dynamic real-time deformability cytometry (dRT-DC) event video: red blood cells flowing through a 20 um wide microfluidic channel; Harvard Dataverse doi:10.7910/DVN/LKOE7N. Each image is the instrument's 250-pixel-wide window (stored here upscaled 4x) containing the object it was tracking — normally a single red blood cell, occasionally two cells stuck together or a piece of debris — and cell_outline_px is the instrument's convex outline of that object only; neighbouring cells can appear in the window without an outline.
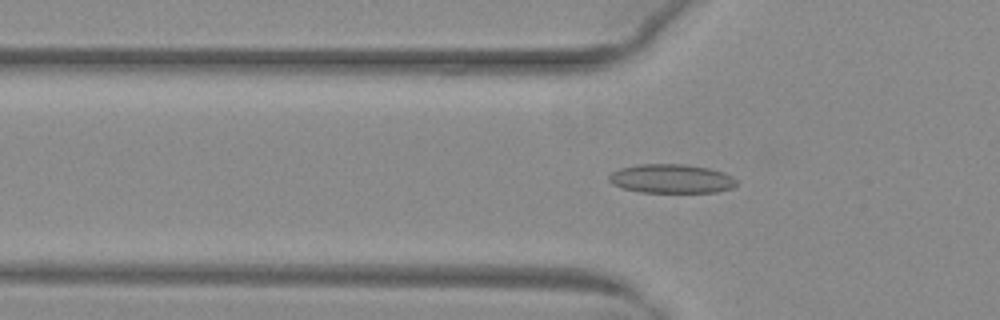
{"species": "common noctule bat (a hibernating species)", "species_latin": "Nyctalus noctula", "temperature_condition": "warm", "stored_images_in_passage": 50, "camera_frame_rate_fps": 3000, "um_per_image_px": 0.085, "animal": {"sex": "female", "body_mass_g": 29.2, "forearm_length_mm": 56.3}, "frame": {"image": 1, "passage_image": 15, "time_ms": 4.667, "image_size_px": [1000, 320], "cell_outline_px": [[736, 184], [732, 188], [716, 192], [640, 192], [624, 188], [612, 184], [608, 180], [608, 176], [612, 172], [620, 168], [640, 164], [684, 164], [708, 168], [724, 172], [732, 176], [736, 180]], "centroid_in_image_um": [57.06, 15.19], "position_along_channel_um": 68.7, "area_um2": 21.5}}
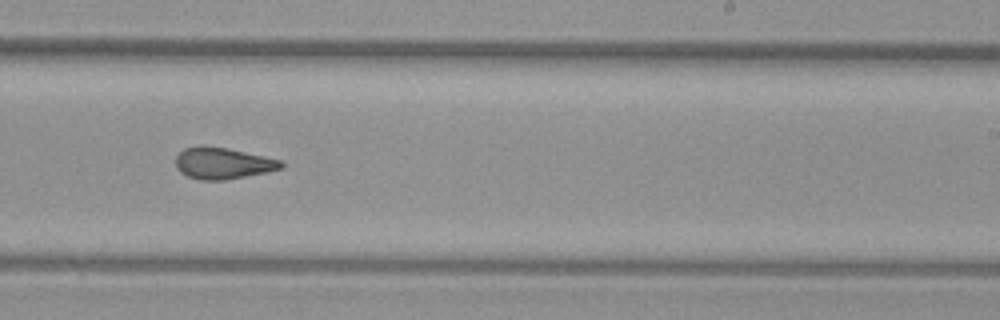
{"frame": {"image": 2, "passage_image": 30, "time_ms": 9.667, "image_size_px": [1000, 320], "cell_outline_px": [[284, 168], [268, 172], [224, 180], [200, 180], [188, 176], [180, 172], [176, 168], [176, 156], [184, 148], [200, 144], [228, 148], [284, 160]], "centroid_in_image_um": [18.96, 13.86], "position_along_channel_um": 270.0, "area_um2": 19.71}}
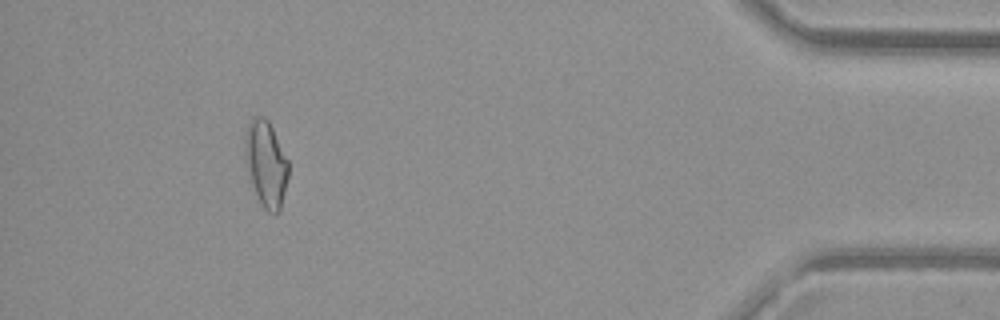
{"frame": {"image": 3, "passage_image": 45, "time_ms": 14.667, "image_size_px": [1000, 320], "cell_outline_px": [[288, 176], [280, 212], [268, 212], [260, 204], [248, 180], [244, 156], [244, 132], [252, 116], [264, 116], [268, 120], [288, 160]], "centroid_in_image_um": [22.56, 13.92], "position_along_channel_um": 412.6, "area_um2": 22.25}}